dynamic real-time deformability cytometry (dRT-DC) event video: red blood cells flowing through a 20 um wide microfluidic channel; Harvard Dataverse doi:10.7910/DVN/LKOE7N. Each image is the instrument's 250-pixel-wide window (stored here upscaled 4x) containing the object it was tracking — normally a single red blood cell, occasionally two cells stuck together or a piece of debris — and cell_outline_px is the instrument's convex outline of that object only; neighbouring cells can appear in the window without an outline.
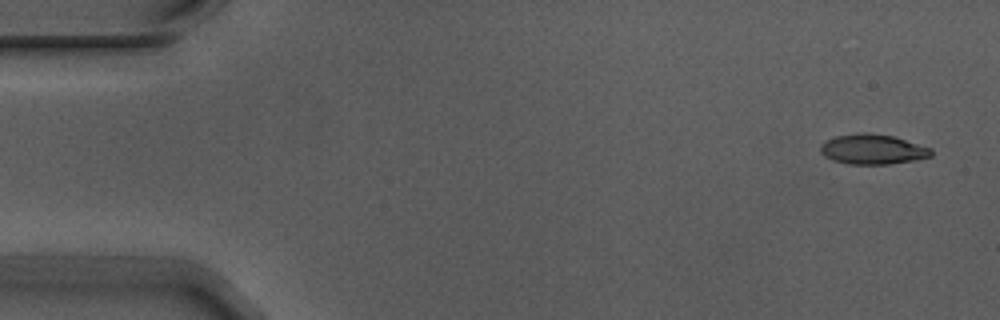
{"species": "Egyptian fruit bat (a non-hibernating species)", "species_latin": "Rousettus aegyptiacus", "temperature_condition": "warm", "stored_images_in_passage": 4, "camera_frame_rate_fps": 3000, "um_per_image_px": 0.085, "animal": {"sex": "male"}, "frame": {"image": 1, "passage_image": 1, "time_ms": 0.0, "image_size_px": [1000, 320], "cell_outline_px": [[932, 156], [916, 160], [888, 164], [848, 164], [832, 160], [824, 156], [820, 152], [820, 144], [836, 136], [892, 136], [932, 148]], "centroid_in_image_um": [74.21, 12.75], "position_along_channel_um": 10.8, "area_um2": 18.5}}
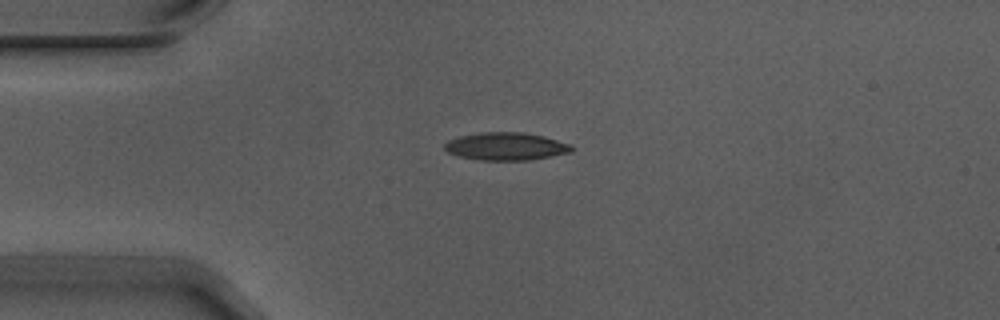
{"frame": {"image": 2, "passage_image": 4, "time_ms": 1.0, "image_size_px": [1000, 320], "cell_outline_px": [[576, 148], [572, 152], [528, 160], [476, 160], [456, 156], [448, 152], [444, 148], [444, 144], [448, 140], [460, 136], [480, 132], [524, 132], [544, 136], [572, 144]], "centroid_in_image_um": [43.02, 12.44], "position_along_channel_um": 42.0, "area_um2": 20.81}}